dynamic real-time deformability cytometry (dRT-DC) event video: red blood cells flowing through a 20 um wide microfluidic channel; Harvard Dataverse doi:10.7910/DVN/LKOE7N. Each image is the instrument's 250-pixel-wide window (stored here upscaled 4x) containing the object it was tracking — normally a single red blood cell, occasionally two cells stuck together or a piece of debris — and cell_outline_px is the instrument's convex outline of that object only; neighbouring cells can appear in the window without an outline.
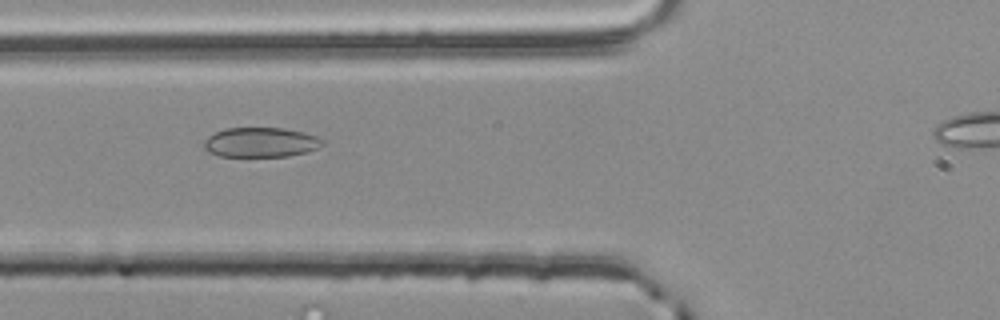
{"species": "common noctule bat (a hibernating species)", "species_latin": "Nyctalus noctula", "temperature_condition": "room temperature", "stored_images_in_passage": 41, "camera_frame_rate_fps": 3000, "um_per_image_px": 0.085, "animal": {"sex": "male", "body_mass_g": 20.4}, "frame": {"image": 1, "passage_image": 13, "time_ms": 4.0, "image_size_px": [1000, 320], "cell_outline_px": [[324, 144], [316, 148], [304, 152], [288, 156], [220, 156], [208, 152], [204, 148], [204, 140], [208, 136], [224, 128], [284, 128], [304, 132], [316, 136], [324, 140]], "centroid_in_image_um": [22.14, 12.09], "position_along_channel_um": 103.7, "area_um2": 20.46}}
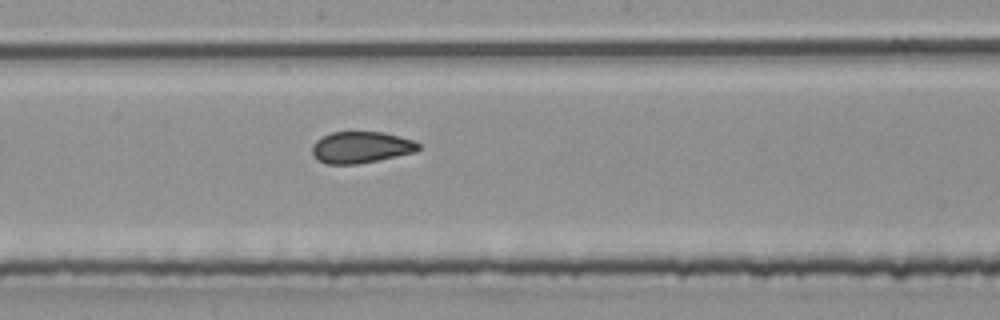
{"frame": {"image": 2, "passage_image": 22, "time_ms": 7.0, "image_size_px": [1000, 320], "cell_outline_px": [[420, 148], [416, 152], [356, 164], [328, 164], [316, 160], [312, 152], [312, 144], [316, 140], [332, 132], [384, 132], [412, 140], [420, 144]], "centroid_in_image_um": [30.66, 12.52], "position_along_channel_um": 217.5, "area_um2": 19.42}}
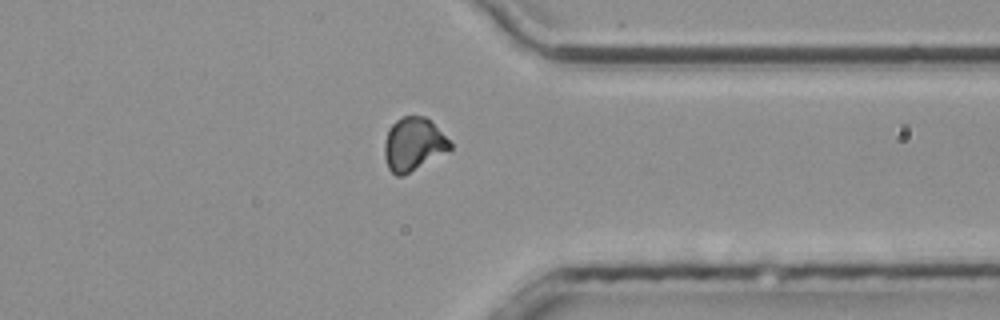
{"frame": {"image": 3, "passage_image": 35, "time_ms": 11.333, "image_size_px": [1000, 320], "cell_outline_px": [[452, 148], [404, 176], [396, 176], [388, 168], [384, 156], [384, 140], [392, 124], [396, 120], [404, 116], [424, 116], [452, 144]], "centroid_in_image_um": [35.09, 12.28], "position_along_channel_um": 376.3, "area_um2": 19.94}, "authors_computed_cell_mechanics": {"area_um2": 20.1144, "velocity_mm_per_s": 3.7777, "shape_relaxation_time_tau1_ms": null, "shape_relaxation_time_tau2_ms": 1.6835, "deformation_change_tau1": null, "deformation_change_tau2": 0.0786}}